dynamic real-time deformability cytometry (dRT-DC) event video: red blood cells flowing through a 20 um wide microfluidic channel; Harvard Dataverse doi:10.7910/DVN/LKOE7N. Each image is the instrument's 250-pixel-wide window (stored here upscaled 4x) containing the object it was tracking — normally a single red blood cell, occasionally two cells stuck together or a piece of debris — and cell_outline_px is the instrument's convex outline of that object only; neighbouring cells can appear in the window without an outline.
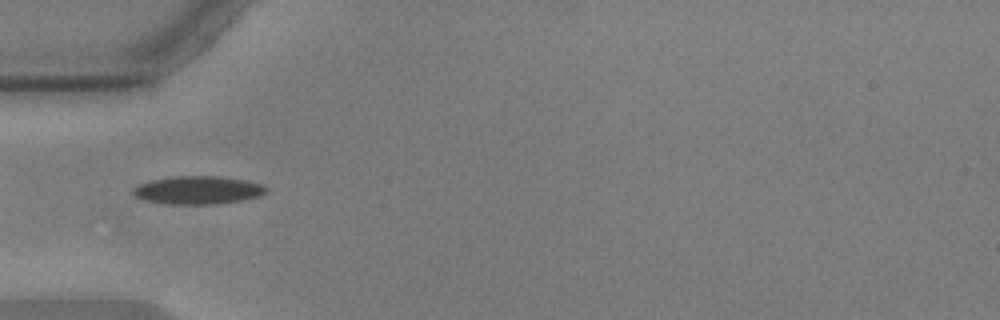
{"species": "common noctule bat (a hibernating species)", "species_latin": "Nyctalus noctula", "temperature_condition": "warm", "stored_images_in_passage": 17, "camera_frame_rate_fps": 3000, "um_per_image_px": 0.085, "animal": {"sex": "male", "body_mass_g": 17.9, "forearm_length_mm": 54.2}, "frame": {"image": 1, "passage_image": 1, "time_ms": 0.0, "image_size_px": [1000, 320], "cell_outline_px": [[268, 192], [260, 196], [240, 200], [216, 204], [168, 204], [148, 200], [136, 196], [132, 192], [132, 188], [136, 184], [152, 180], [172, 176], [220, 176], [248, 180], [264, 184], [268, 188]], "centroid_in_image_um": [16.87, 16.14], "position_along_channel_um": 68.1, "area_um2": 21.96}}
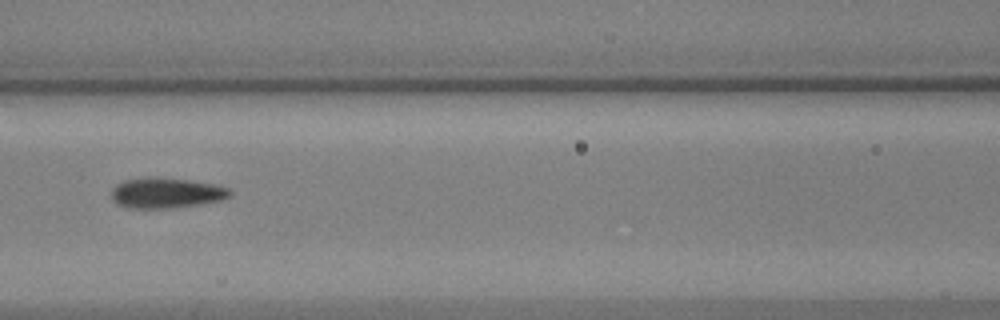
{"frame": {"image": 2, "passage_image": 8, "time_ms": 2.333, "image_size_px": [1000, 320], "cell_outline_px": [[232, 196], [220, 200], [200, 204], [172, 208], [128, 208], [116, 204], [112, 200], [112, 188], [116, 184], [124, 180], [148, 176], [156, 176], [188, 180], [216, 184], [228, 188], [232, 192]], "centroid_in_image_um": [14.11, 16.39], "position_along_channel_um": 152.5, "area_um2": 21.33}}